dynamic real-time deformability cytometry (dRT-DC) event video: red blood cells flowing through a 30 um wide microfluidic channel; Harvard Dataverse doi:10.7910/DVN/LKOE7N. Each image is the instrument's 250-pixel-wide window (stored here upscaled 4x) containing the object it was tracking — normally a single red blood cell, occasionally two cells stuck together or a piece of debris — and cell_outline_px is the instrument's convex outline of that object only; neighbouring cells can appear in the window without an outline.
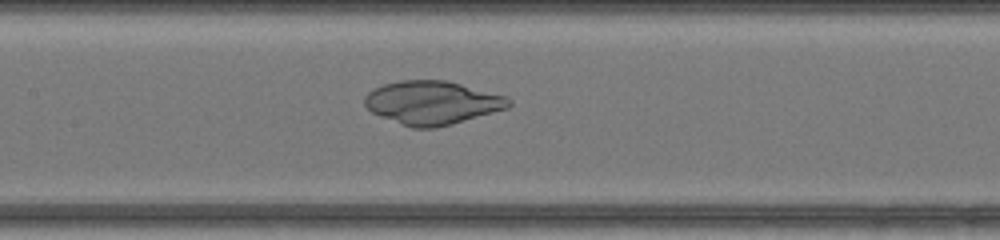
{"species": "common noctule bat (a hibernating species)", "species_latin": "Nyctalus noctula", "temperature_condition": "warm", "stored_images_in_passage": 49, "camera_frame_rate_fps": 3000, "um_per_image_px": 0.085, "animal": {"sex": "female", "body_mass_g": 17.0, "forearm_length_mm": 48.0}, "frame": {"image": 1, "passage_image": 25, "time_ms": 8.0, "image_size_px": [1000, 240], "cell_outline_px": [[512, 104], [508, 108], [452, 124], [436, 128], [412, 128], [380, 116], [372, 112], [364, 104], [364, 96], [368, 92], [384, 84], [400, 80], [444, 80], [508, 96], [512, 100]], "centroid_in_image_um": [36.76, 8.73], "position_along_channel_um": 170.6, "area_um2": 36.47}}
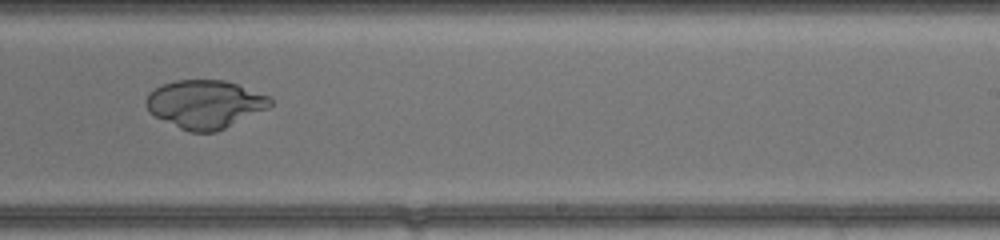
{"frame": {"image": 2, "passage_image": 32, "time_ms": 10.333, "image_size_px": [1000, 240], "cell_outline_px": [[272, 104], [268, 108], [216, 132], [188, 132], [148, 112], [144, 104], [144, 100], [148, 92], [160, 84], [176, 80], [224, 80], [236, 84], [268, 96], [272, 100]], "centroid_in_image_um": [17.36, 8.85], "position_along_channel_um": 271.6, "area_um2": 34.85}}
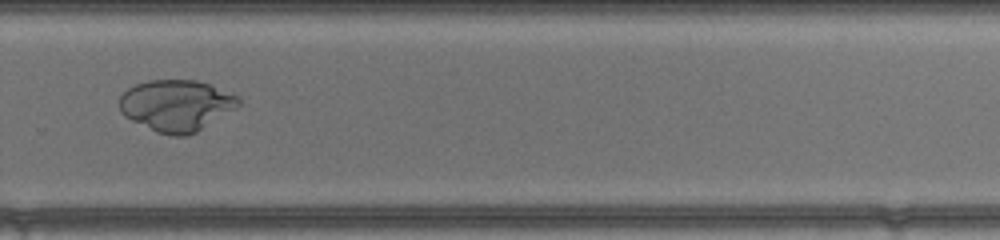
{"frame": {"image": 3, "passage_image": 35, "time_ms": 11.333, "image_size_px": [1000, 240], "cell_outline_px": [[240, 104], [236, 108], [196, 132], [184, 136], [172, 136], [156, 132], [124, 116], [120, 112], [120, 96], [128, 88], [136, 84], [148, 80], [196, 80], [208, 84], [236, 96], [240, 100]], "centroid_in_image_um": [14.96, 8.97], "position_along_channel_um": 314.8, "area_um2": 35.32}}